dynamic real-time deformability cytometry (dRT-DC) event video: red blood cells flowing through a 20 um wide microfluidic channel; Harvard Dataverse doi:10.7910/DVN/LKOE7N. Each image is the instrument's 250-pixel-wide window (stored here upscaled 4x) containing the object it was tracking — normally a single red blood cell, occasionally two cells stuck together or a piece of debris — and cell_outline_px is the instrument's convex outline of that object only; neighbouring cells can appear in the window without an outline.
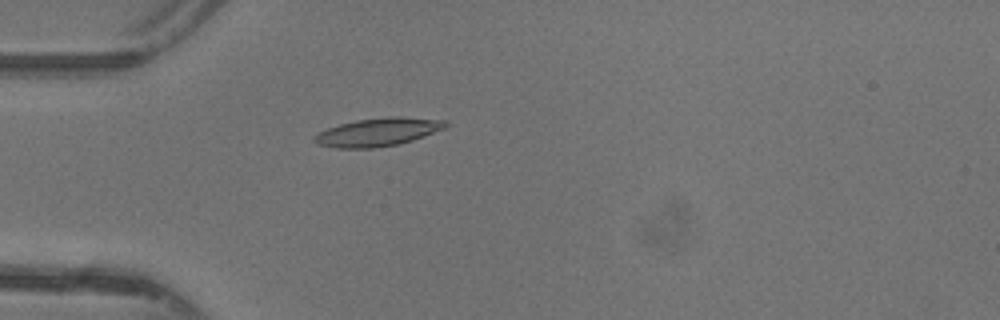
{"species": "common noctule bat (a hibernating species)", "species_latin": "Nyctalus noctula", "temperature_condition": "warm", "stored_images_in_passage": 37, "camera_frame_rate_fps": 3000, "um_per_image_px": 0.085, "animal": {"sex": "female"}, "frame": {"image": 1, "passage_image": 4, "time_ms": 1.0, "image_size_px": [1000, 320], "cell_outline_px": [[452, 124], [444, 128], [412, 140], [396, 144], [376, 148], [336, 148], [316, 144], [312, 140], [312, 136], [328, 128], [340, 124], [356, 120], [388, 116], [400, 116], [448, 120]], "centroid_in_image_um": [32.13, 11.21], "position_along_channel_um": 52.9, "area_um2": 21.68}}
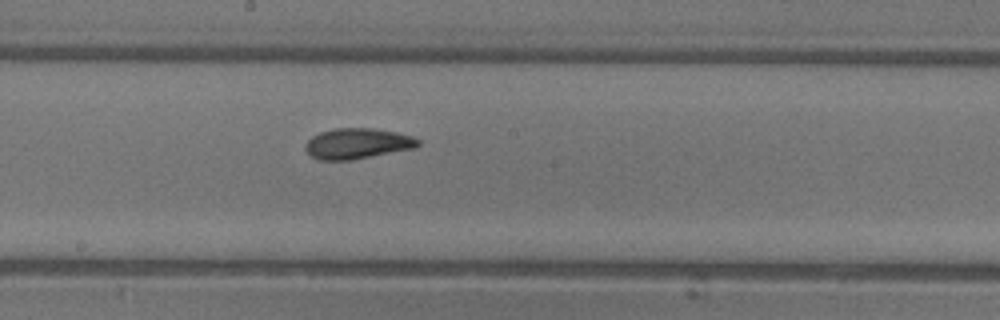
{"frame": {"image": 2, "passage_image": 16, "time_ms": 5.0, "image_size_px": [1000, 320], "cell_outline_px": [[420, 144], [416, 148], [352, 160], [320, 160], [312, 156], [304, 148], [304, 144], [312, 136], [320, 132], [336, 128], [372, 128], [396, 132], [412, 136], [420, 140]], "centroid_in_image_um": [30.39, 12.2], "position_along_channel_um": 217.8, "area_um2": 20.17}}
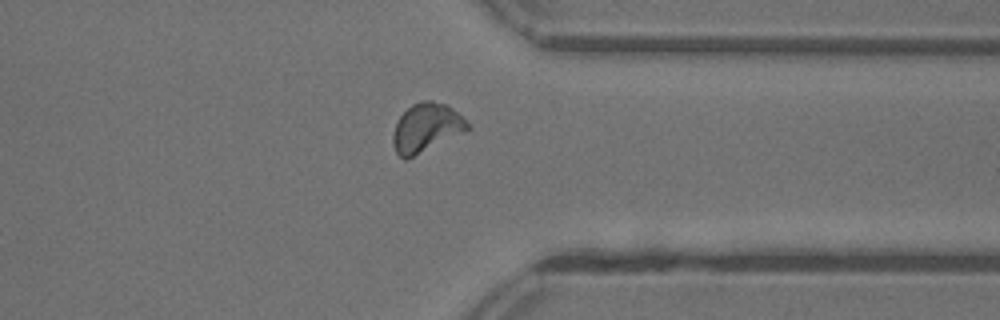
{"frame": {"image": 3, "passage_image": 27, "time_ms": 8.667, "image_size_px": [1000, 320], "cell_outline_px": [[468, 128], [464, 132], [404, 160], [396, 152], [392, 140], [392, 136], [396, 124], [400, 116], [412, 104], [420, 100], [432, 100], [444, 104], [452, 108], [468, 124]], "centroid_in_image_um": [36.19, 10.84], "position_along_channel_um": 375.2, "area_um2": 20.58}, "authors_computed_cell_mechanics": {"area_um2": 19.8254, "velocity_mm_per_s": 4.3859, "shape_relaxation_time_tau1_ms": 5.328, "shape_relaxation_time_tau2_ms": 1.3054, "deformation_change_tau1": 0.1824, "deformation_change_tau2": 0.0677}}